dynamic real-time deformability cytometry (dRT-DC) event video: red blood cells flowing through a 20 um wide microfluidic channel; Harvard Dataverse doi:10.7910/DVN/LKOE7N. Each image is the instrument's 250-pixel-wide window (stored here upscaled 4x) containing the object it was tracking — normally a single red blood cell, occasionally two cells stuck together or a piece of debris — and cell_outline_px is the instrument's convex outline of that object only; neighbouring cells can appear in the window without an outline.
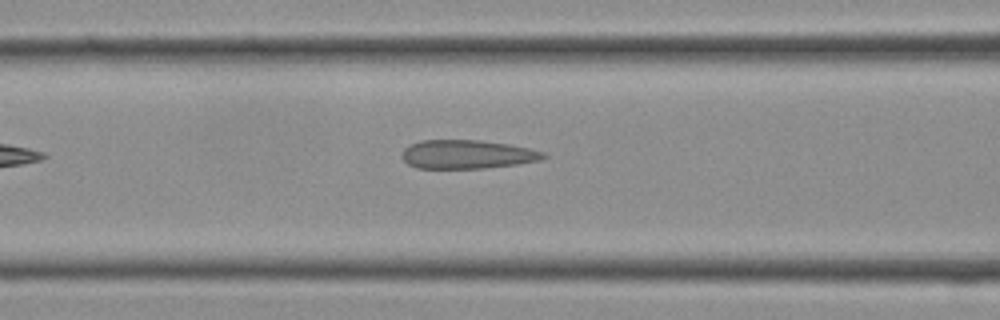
{"species": "Egyptian fruit bat (a non-hibernating species)", "species_latin": "Rousettus aegyptiacus", "temperature_condition": "cold", "stored_images_in_passage": 10, "camera_frame_rate_fps": 3000, "um_per_image_px": 0.085, "frame": {"image": 1, "passage_image": 4, "time_ms": 1.0, "image_size_px": [1000, 320], "cell_outline_px": [[548, 156], [540, 160], [516, 164], [484, 168], [416, 168], [408, 164], [400, 156], [400, 152], [408, 144], [420, 140], [480, 140], [508, 144], [528, 148], [544, 152]], "centroid_in_image_um": [39.65, 13.11], "position_along_channel_um": 127.0, "area_um2": 23.81}}
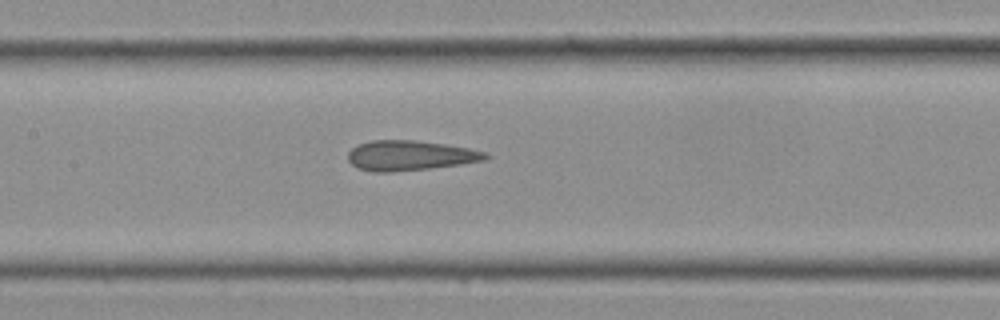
{"frame": {"image": 2, "passage_image": 6, "time_ms": 1.667, "image_size_px": [1000, 320], "cell_outline_px": [[492, 156], [484, 160], [460, 164], [428, 168], [392, 172], [372, 172], [356, 168], [348, 160], [348, 152], [352, 148], [360, 144], [372, 140], [416, 140], [444, 144], [468, 148], [484, 152]], "centroid_in_image_um": [34.82, 13.22], "position_along_channel_um": 172.6, "area_um2": 23.93}}
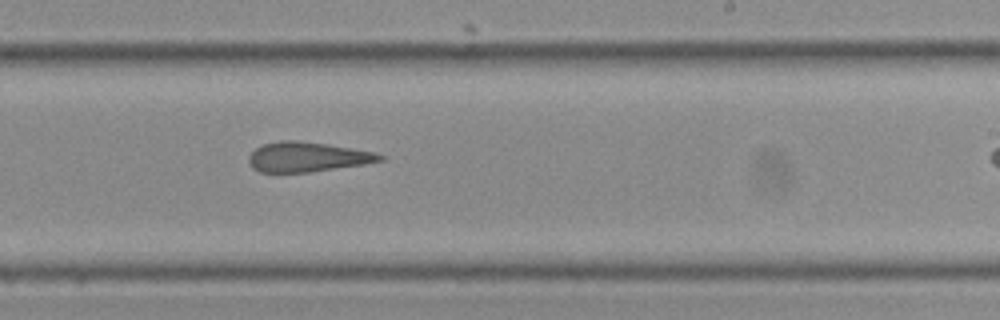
{"frame": {"image": 3, "passage_image": 10, "time_ms": 3.0, "image_size_px": [1000, 320], "cell_outline_px": [[384, 160], [364, 164], [308, 172], [260, 172], [252, 168], [248, 160], [248, 156], [256, 148], [264, 144], [280, 140], [296, 140], [328, 144], [376, 152], [384, 156]], "centroid_in_image_um": [26.12, 13.33], "position_along_channel_um": 262.9, "area_um2": 22.72}}